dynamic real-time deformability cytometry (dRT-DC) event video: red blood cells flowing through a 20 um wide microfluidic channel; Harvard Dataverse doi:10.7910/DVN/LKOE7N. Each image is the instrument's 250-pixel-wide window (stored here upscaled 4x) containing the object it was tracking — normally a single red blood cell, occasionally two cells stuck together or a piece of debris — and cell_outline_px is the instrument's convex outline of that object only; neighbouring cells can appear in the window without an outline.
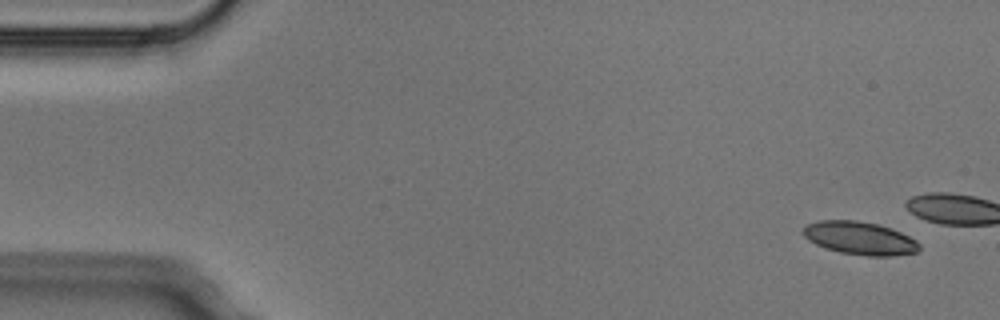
{"species": "Egyptian fruit bat (a non-hibernating species)", "species_latin": "Rousettus aegyptiacus", "temperature_condition": "cold", "stored_images_in_passage": 4, "camera_frame_rate_fps": 3000, "um_per_image_px": 0.085, "animal": {"sex": "male"}, "frame": {"image": 1, "passage_image": 1, "time_ms": 0.0, "image_size_px": [1000, 320], "cell_outline_px": [[920, 248], [916, 252], [892, 256], [868, 256], [840, 252], [816, 244], [808, 240], [804, 236], [804, 228], [808, 224], [820, 220], [856, 220], [876, 224], [892, 228], [916, 240], [920, 244]], "centroid_in_image_um": [73.11, 20.24], "position_along_channel_um": 11.9, "area_um2": 22.14}}